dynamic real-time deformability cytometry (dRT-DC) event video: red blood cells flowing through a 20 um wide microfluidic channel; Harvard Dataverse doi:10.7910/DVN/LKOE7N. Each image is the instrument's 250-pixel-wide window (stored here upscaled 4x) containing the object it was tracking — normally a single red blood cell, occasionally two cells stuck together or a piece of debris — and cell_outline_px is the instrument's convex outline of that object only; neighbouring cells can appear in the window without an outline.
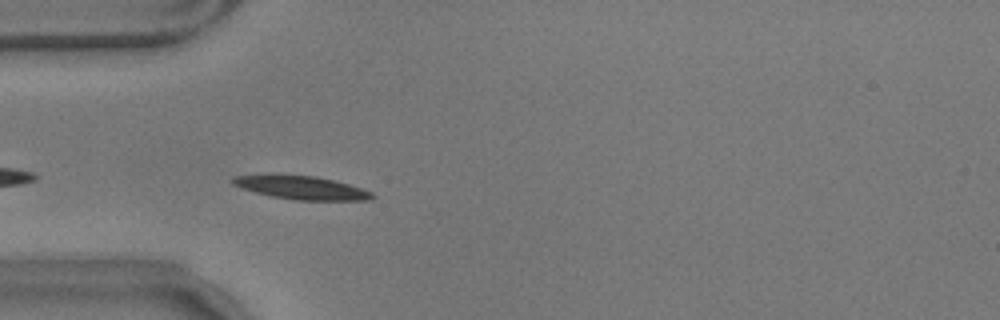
{"species": "common noctule bat (a hibernating species)", "species_latin": "Nyctalus noctula", "temperature_condition": "warm", "stored_images_in_passage": 32, "camera_frame_rate_fps": 3000, "um_per_image_px": 0.085, "animal": {"sex": "male", "body_mass_g": 17.9}, "frame": {"image": 1, "passage_image": 3, "time_ms": 0.667, "image_size_px": [1000, 320], "cell_outline_px": [[376, 196], [372, 200], [296, 200], [272, 196], [256, 192], [232, 184], [232, 180], [236, 176], [316, 176], [348, 184], [372, 192]], "centroid_in_image_um": [25.74, 15.98], "position_along_channel_um": 59.3, "area_um2": 18.21}}
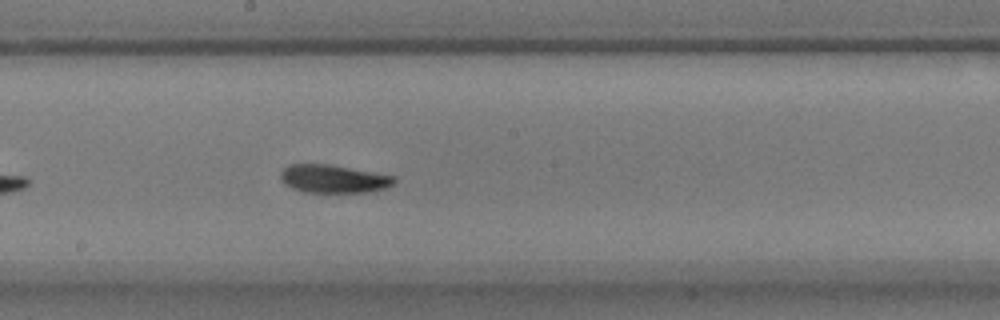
{"frame": {"image": 2, "passage_image": 17, "time_ms": 5.333, "image_size_px": [1000, 320], "cell_outline_px": [[396, 180], [392, 184], [384, 188], [368, 192], [304, 192], [292, 188], [284, 184], [280, 180], [280, 172], [288, 164], [328, 164], [396, 176]], "centroid_in_image_um": [28.3, 15.2], "position_along_channel_um": 219.9, "area_um2": 18.61}}
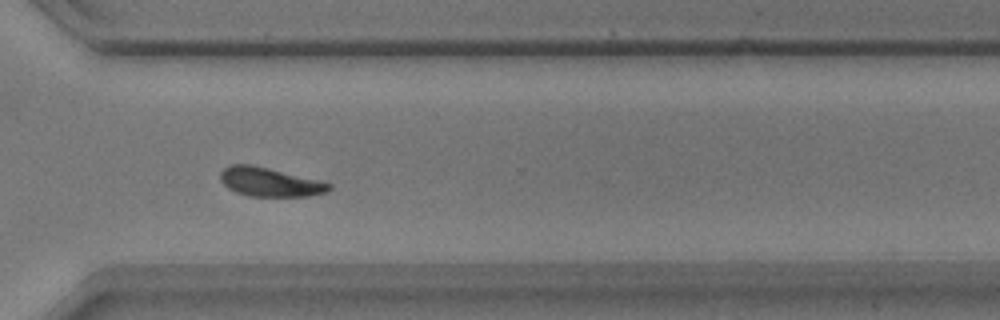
{"frame": {"image": 3, "passage_image": 28, "time_ms": 9.0, "image_size_px": [1000, 320], "cell_outline_px": [[332, 188], [328, 192], [308, 196], [248, 196], [236, 192], [228, 188], [220, 180], [220, 172], [228, 164], [252, 164], [324, 180], [332, 184]], "centroid_in_image_um": [22.98, 15.46], "position_along_channel_um": 347.6, "area_um2": 18.79}, "authors_computed_cell_mechanics": {"area_um2": 18.5538, "velocity_mm_per_s": 3.4859, "shape_relaxation_time_tau1_ms": 3.4722, "shape_relaxation_time_tau2_ms": 3.0347, "deformation_change_tau1": 0.1324, "deformation_change_tau2": 0.0753}}